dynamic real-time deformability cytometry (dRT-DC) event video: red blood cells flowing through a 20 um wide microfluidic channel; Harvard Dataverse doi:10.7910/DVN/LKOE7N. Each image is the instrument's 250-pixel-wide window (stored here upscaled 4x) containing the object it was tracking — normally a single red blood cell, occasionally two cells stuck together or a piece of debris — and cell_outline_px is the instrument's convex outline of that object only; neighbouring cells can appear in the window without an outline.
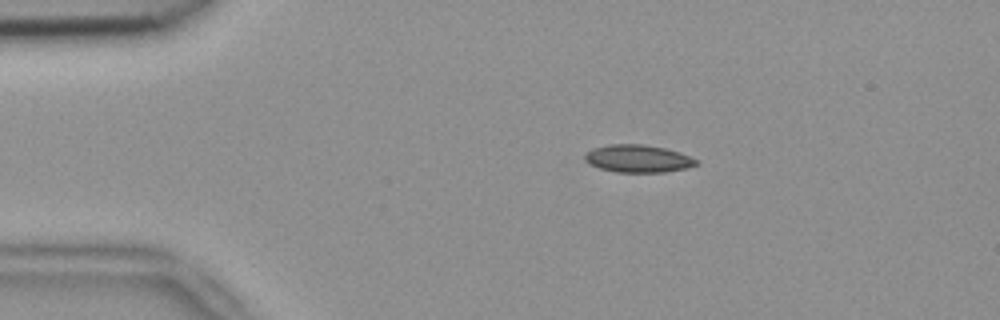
{"species": "common noctule bat (a hibernating species)", "species_latin": "Nyctalus noctula", "temperature_condition": "room temperature", "stored_images_in_passage": 47, "camera_frame_rate_fps": 3000, "um_per_image_px": 0.085, "animal": {"sex": "female", "body_mass_g": 18.4}, "frame": {"image": 1, "passage_image": 4, "time_ms": 1.0, "image_size_px": [1000, 320], "cell_outline_px": [[700, 164], [688, 168], [664, 172], [616, 172], [600, 168], [588, 164], [584, 160], [584, 152], [592, 148], [608, 144], [644, 144], [664, 148], [680, 152], [696, 160]], "centroid_in_image_um": [54.19, 13.48], "position_along_channel_um": 30.8, "area_um2": 18.09}}
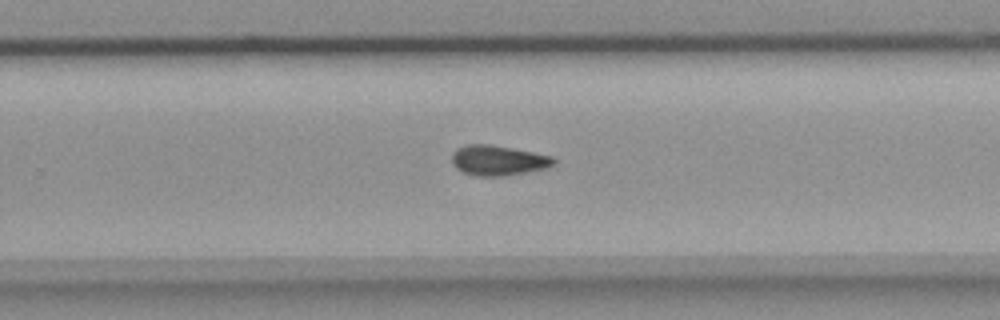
{"frame": {"image": 2, "passage_image": 28, "time_ms": 9.0, "image_size_px": [1000, 320], "cell_outline_px": [[556, 164], [548, 168], [504, 176], [476, 176], [460, 172], [452, 164], [452, 152], [456, 148], [468, 144], [488, 144], [512, 148], [552, 156], [556, 160]], "centroid_in_image_um": [42.32, 13.64], "position_along_channel_um": 287.5, "area_um2": 18.09}}
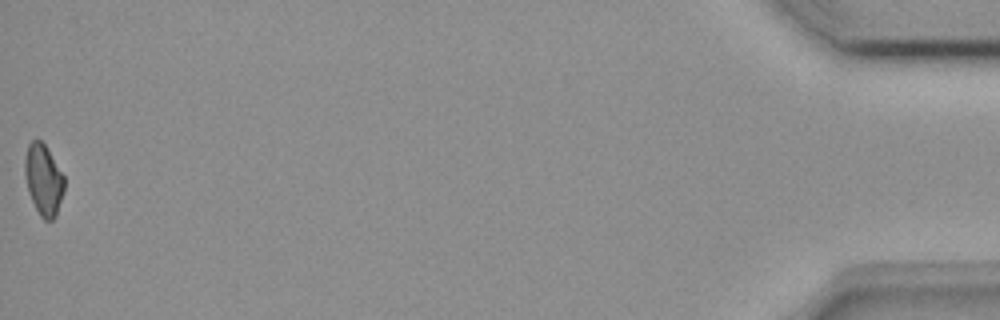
{"frame": {"image": 3, "passage_image": 47, "time_ms": 15.333, "image_size_px": [1000, 320], "cell_outline_px": [[64, 192], [56, 216], [52, 220], [44, 220], [40, 216], [28, 192], [24, 176], [24, 160], [28, 144], [32, 140], [40, 140], [44, 144], [64, 176]], "centroid_in_image_um": [3.68, 15.29], "position_along_channel_um": 431.5, "area_um2": 16.3}}